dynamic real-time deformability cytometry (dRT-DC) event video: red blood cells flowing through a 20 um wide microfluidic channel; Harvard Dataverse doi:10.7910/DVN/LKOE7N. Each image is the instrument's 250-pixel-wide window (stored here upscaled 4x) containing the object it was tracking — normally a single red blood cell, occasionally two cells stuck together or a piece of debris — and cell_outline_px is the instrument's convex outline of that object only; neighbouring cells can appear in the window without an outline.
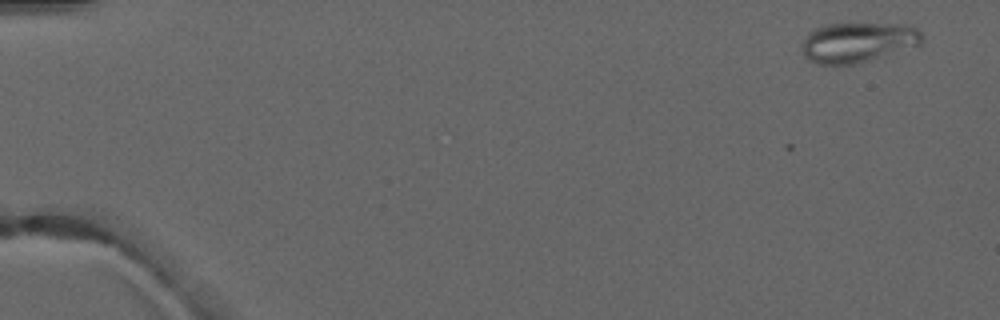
{"species": "common noctule bat (a hibernating species)", "species_latin": "Nyctalus noctula", "temperature_condition": "warm", "stored_images_in_passage": 7, "camera_frame_rate_fps": 3000, "um_per_image_px": 0.085, "animal": {"sex": "male", "forearm_length_mm": 52.5}, "frame": {"image": 1, "passage_image": 1, "time_ms": 0.0, "image_size_px": [1000, 320], "cell_outline_px": [[924, 40], [920, 44], [856, 64], [816, 64], [808, 60], [804, 56], [804, 36], [816, 28], [824, 24], [848, 20], [908, 24], [916, 28], [924, 36]], "centroid_in_image_um": [72.93, 3.52], "position_along_channel_um": 12.1, "area_um2": 28.96}}